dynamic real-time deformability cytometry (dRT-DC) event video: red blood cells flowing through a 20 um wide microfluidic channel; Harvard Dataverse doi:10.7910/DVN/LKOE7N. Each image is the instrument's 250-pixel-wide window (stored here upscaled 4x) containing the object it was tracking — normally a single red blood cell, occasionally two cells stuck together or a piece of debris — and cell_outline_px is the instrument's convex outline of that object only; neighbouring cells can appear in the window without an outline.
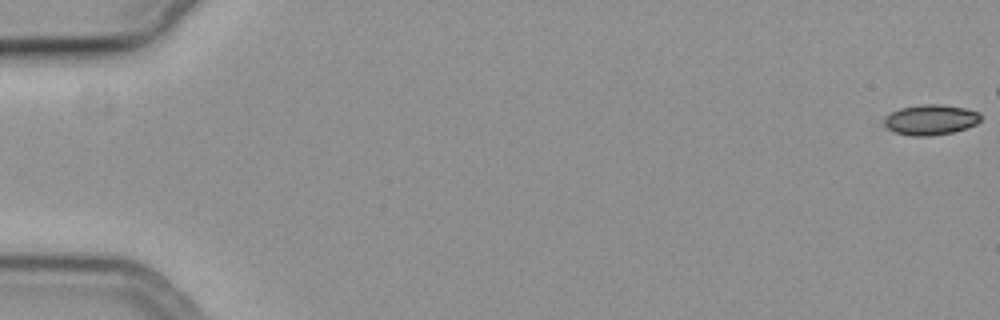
{"species": "common noctule bat (a hibernating species)", "species_latin": "Nyctalus noctula", "temperature_condition": "cold", "stored_images_in_passage": 50, "camera_frame_rate_fps": 3000, "um_per_image_px": 0.085, "animal": {"sex": "female", "body_mass_g": 19.3, "forearm_length_mm": 54.1}, "frame": {"image": 1, "passage_image": 1, "time_ms": 0.0, "image_size_px": [1000, 320], "cell_outline_px": [[980, 120], [976, 124], [968, 128], [952, 132], [932, 136], [912, 136], [892, 132], [884, 124], [884, 116], [900, 108], [920, 104], [940, 104], [964, 108], [980, 112]], "centroid_in_image_um": [79.09, 10.18], "position_along_channel_um": 5.9, "area_um2": 17.22}}
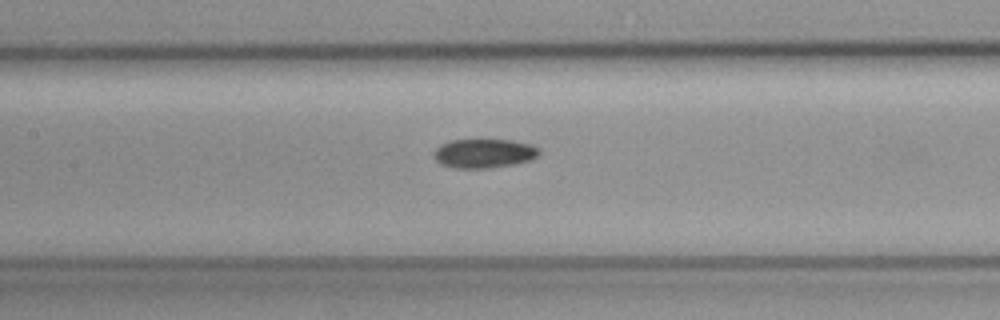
{"frame": {"image": 2, "passage_image": 28, "time_ms": 9.0, "image_size_px": [1000, 320], "cell_outline_px": [[540, 152], [532, 160], [512, 164], [488, 168], [456, 168], [440, 164], [436, 160], [436, 148], [440, 144], [452, 140], [512, 140], [532, 144], [540, 148]], "centroid_in_image_um": [41.18, 13.03], "position_along_channel_um": 166.2, "area_um2": 17.74}}
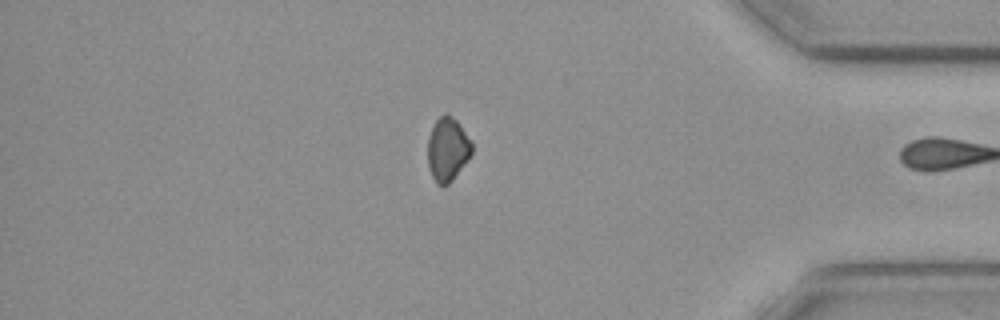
{"frame": {"image": 3, "passage_image": 49, "time_ms": 16.0, "image_size_px": [1000, 320], "cell_outline_px": [[472, 152], [468, 160], [452, 180], [444, 188], [436, 184], [432, 176], [428, 164], [428, 136], [436, 120], [440, 116], [452, 116], [460, 124], [472, 140]], "centroid_in_image_um": [38.05, 12.72], "position_along_channel_um": 397.1, "area_um2": 16.42}}